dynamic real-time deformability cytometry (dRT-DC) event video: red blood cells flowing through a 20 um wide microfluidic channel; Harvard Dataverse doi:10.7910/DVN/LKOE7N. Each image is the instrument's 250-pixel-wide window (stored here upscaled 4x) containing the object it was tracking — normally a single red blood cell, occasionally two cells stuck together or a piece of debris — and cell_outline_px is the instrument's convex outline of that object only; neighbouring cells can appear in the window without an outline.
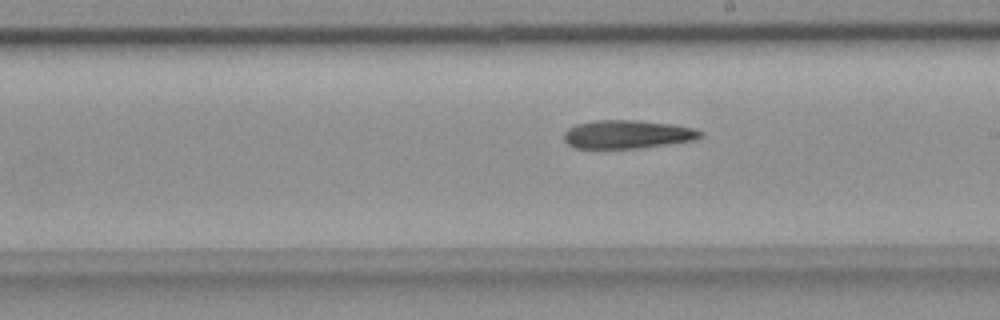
{"species": "common noctule bat (a hibernating species)", "species_latin": "Nyctalus noctula", "temperature_condition": "room temperature", "stored_images_in_passage": 43, "camera_frame_rate_fps": 3000, "um_per_image_px": 0.085, "animal": {"sex": "female", "body_mass_g": 18.4}, "frame": {"image": 1, "passage_image": 31, "time_ms": 10.0, "image_size_px": [1000, 320], "cell_outline_px": [[704, 136], [692, 140], [668, 144], [640, 148], [572, 148], [564, 140], [564, 132], [568, 128], [576, 124], [592, 120], [636, 120], [672, 124], [696, 128], [704, 132]], "centroid_in_image_um": [53.33, 11.41], "position_along_channel_um": 235.7, "area_um2": 22.77}}